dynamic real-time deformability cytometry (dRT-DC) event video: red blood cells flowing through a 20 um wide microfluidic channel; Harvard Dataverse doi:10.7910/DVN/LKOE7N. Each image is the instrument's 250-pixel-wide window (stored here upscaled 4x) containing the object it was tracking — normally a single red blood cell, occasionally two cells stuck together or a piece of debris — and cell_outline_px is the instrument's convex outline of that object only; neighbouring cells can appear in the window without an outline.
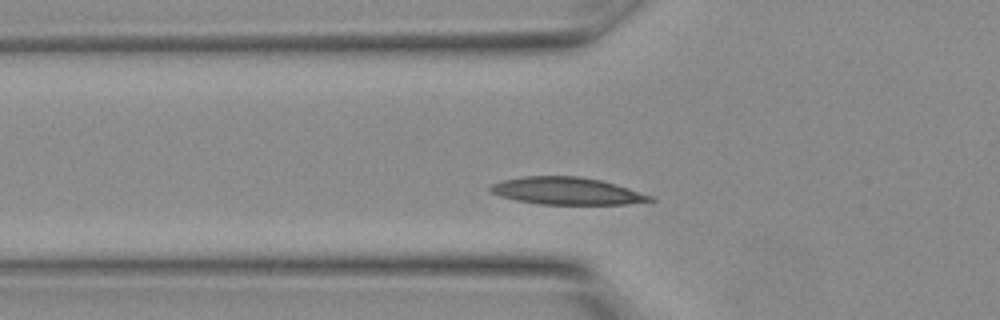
{"species": "Egyptian fruit bat (a non-hibernating species)", "species_latin": "Rousettus aegyptiacus", "temperature_condition": "warm", "stored_images_in_passage": 5, "camera_frame_rate_fps": 3000, "um_per_image_px": 0.085, "animal": {"sex": "female"}, "frame": {"image": 1, "passage_image": 4, "time_ms": 1.0, "image_size_px": [1000, 320], "cell_outline_px": [[656, 200], [628, 204], [540, 204], [516, 200], [500, 196], [492, 192], [488, 188], [492, 184], [504, 180], [524, 176], [576, 176], [600, 180], [652, 196]], "centroid_in_image_um": [48.14, 16.24], "position_along_channel_um": 77.7, "area_um2": 24.97}}